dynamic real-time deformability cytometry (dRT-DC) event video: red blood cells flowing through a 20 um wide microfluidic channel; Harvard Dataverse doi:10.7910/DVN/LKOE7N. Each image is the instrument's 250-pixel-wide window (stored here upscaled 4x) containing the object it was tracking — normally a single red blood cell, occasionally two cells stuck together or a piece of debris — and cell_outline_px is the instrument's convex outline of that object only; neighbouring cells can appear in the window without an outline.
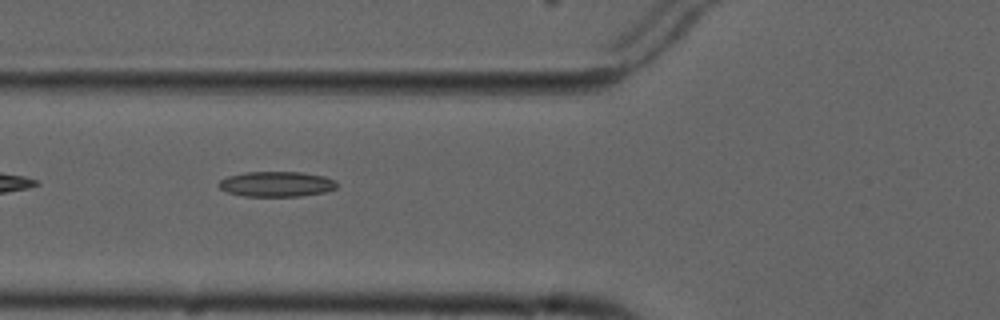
{"species": "common noctule bat (a hibernating species)", "species_latin": "Nyctalus noctula", "temperature_condition": "cold", "stored_images_in_passage": 6, "camera_frame_rate_fps": 3000, "um_per_image_px": 0.085, "animal": {"sex": "male", "forearm_length_mm": 52.5}, "frame": {"image": 1, "passage_image": 3, "time_ms": 2.0, "image_size_px": [1000, 320], "cell_outline_px": [[336, 188], [328, 192], [300, 196], [244, 196], [228, 192], [220, 188], [216, 184], [220, 180], [228, 176], [244, 172], [300, 172], [324, 176], [336, 180]], "centroid_in_image_um": [23.51, 15.64], "position_along_channel_um": 102.3, "area_um2": 17.46}}
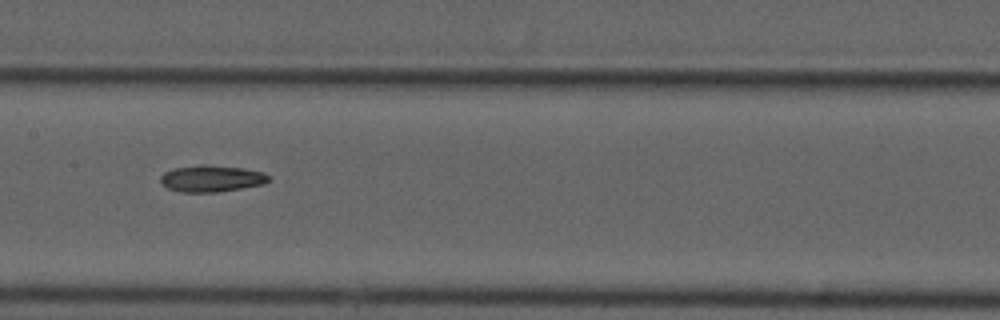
{"frame": {"image": 2, "passage_image": 5, "time_ms": 4.333, "image_size_px": [1000, 320], "cell_outline_px": [[272, 180], [264, 184], [216, 192], [180, 192], [168, 188], [160, 180], [160, 176], [164, 172], [176, 168], [200, 164], [204, 164], [244, 168], [264, 172], [272, 176]], "centroid_in_image_um": [18.04, 15.17], "position_along_channel_um": 189.4, "area_um2": 16.88}}
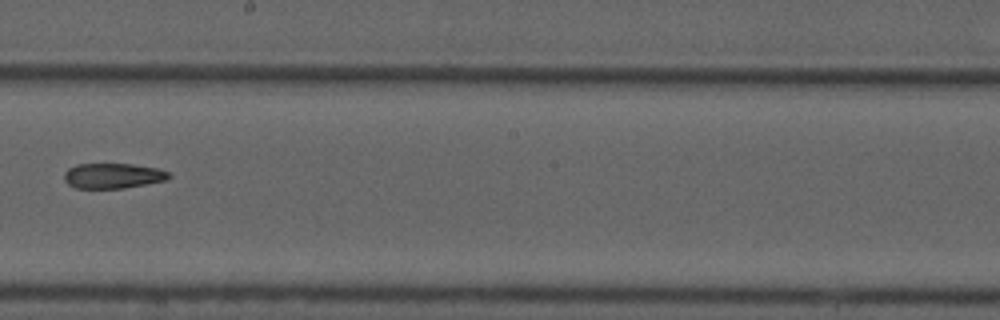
{"frame": {"image": 3, "passage_image": 6, "time_ms": 5.667, "image_size_px": [1000, 320], "cell_outline_px": [[172, 176], [168, 180], [124, 188], [76, 188], [68, 184], [64, 180], [64, 172], [68, 168], [76, 164], [132, 164], [160, 168], [168, 172]], "centroid_in_image_um": [9.62, 14.94], "position_along_channel_um": 238.6, "area_um2": 15.55}}